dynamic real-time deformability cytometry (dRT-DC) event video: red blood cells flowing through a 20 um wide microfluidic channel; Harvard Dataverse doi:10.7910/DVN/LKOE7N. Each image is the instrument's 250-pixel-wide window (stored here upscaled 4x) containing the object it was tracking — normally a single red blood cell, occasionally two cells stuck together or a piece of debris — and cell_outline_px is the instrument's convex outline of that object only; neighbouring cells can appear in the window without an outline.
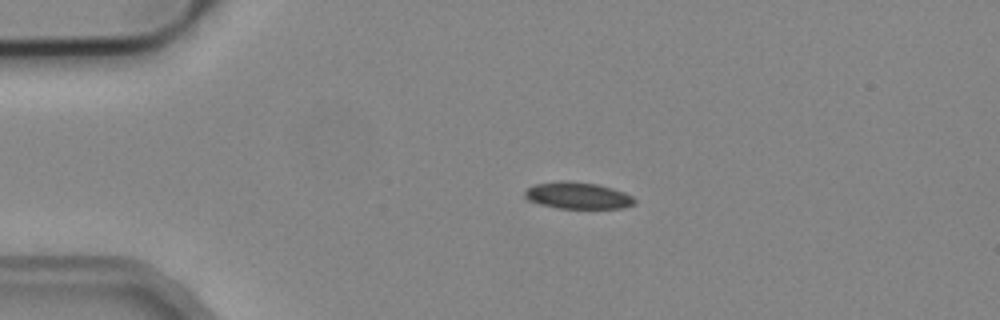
{"species": "common noctule bat (a hibernating species)", "species_latin": "Nyctalus noctula", "temperature_condition": "cold", "stored_images_in_passage": 2, "camera_frame_rate_fps": 3000, "um_per_image_px": 0.085, "animal": {"sex": "male", "body_mass_g": 19.2, "forearm_length_mm": 51.8}, "frame": {"image": 1, "passage_image": 1, "time_ms": 0.0, "image_size_px": [1000, 320], "cell_outline_px": [[636, 204], [624, 208], [556, 208], [540, 204], [528, 200], [524, 196], [524, 192], [532, 184], [560, 180], [568, 180], [596, 184], [612, 188], [624, 192], [632, 196], [636, 200]], "centroid_in_image_um": [49.1, 16.61], "position_along_channel_um": 35.9, "area_um2": 17.28}}